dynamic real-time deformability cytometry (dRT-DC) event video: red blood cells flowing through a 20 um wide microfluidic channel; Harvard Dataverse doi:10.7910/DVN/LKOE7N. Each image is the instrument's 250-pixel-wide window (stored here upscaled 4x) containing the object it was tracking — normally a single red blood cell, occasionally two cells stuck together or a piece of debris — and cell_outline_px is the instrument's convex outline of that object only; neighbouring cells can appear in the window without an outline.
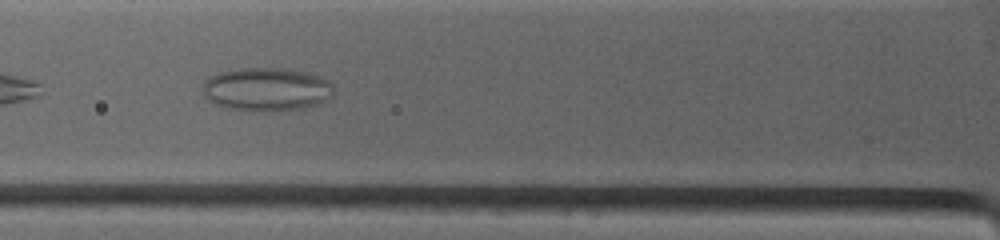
{"species": "common noctule bat (a hibernating species)", "species_latin": "Nyctalus noctula", "temperature_condition": "warm", "stored_images_in_passage": 3, "camera_frame_rate_fps": 4500, "um_per_image_px": 0.085, "animal": {"sex": "female", "body_mass_g": 19.0, "forearm_length_mm": 53.3}, "frame": {"image": 1, "passage_image": 2, "time_ms": 0.889, "image_size_px": [1000, 240], "cell_outline_px": [[332, 96], [316, 104], [304, 108], [268, 112], [264, 112], [228, 108], [216, 104], [208, 100], [200, 92], [204, 84], [212, 76], [224, 72], [252, 68], [284, 68], [316, 76], [328, 80], [332, 84]], "centroid_in_image_um": [22.64, 7.62], "position_along_channel_um": 103.2, "area_um2": 32.6}}